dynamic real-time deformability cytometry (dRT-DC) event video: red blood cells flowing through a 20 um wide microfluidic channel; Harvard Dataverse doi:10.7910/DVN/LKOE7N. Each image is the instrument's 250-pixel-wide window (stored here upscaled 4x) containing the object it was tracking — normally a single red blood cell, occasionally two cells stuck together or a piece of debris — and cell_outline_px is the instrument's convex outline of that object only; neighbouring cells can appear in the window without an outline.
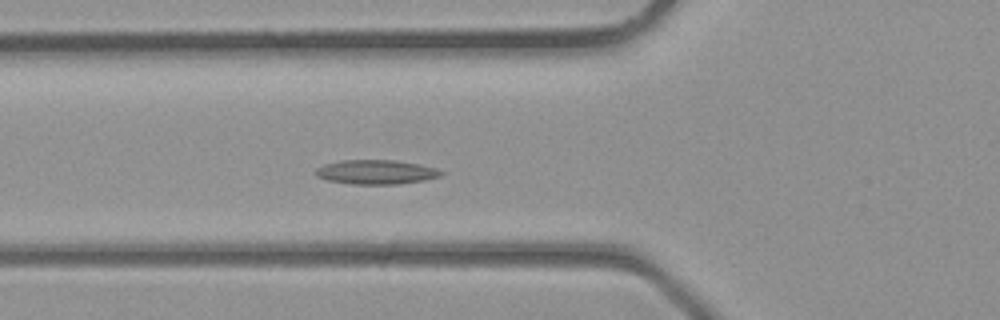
{"species": "common noctule bat (a hibernating species)", "species_latin": "Nyctalus noctula", "temperature_condition": "room temperature", "stored_images_in_passage": 29, "camera_frame_rate_fps": 3000, "um_per_image_px": 0.085, "animal": {"sex": "male", "body_mass_g": 23.1, "forearm_length_mm": 52.7}, "frame": {"image": 1, "passage_image": 5, "time_ms": 1.333, "image_size_px": [1000, 320], "cell_outline_px": [[444, 172], [440, 176], [424, 180], [400, 184], [352, 184], [328, 180], [316, 176], [316, 168], [324, 164], [340, 160], [396, 160], [436, 168]], "centroid_in_image_um": [31.95, 14.62], "position_along_channel_um": 93.8, "area_um2": 17.69}}
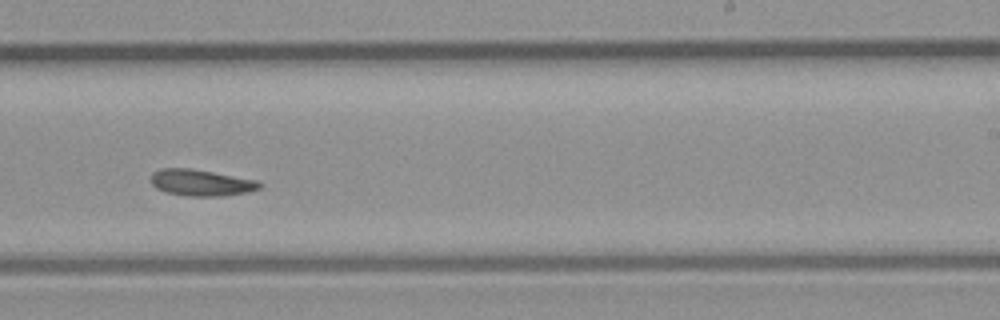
{"frame": {"image": 2, "passage_image": 15, "time_ms": 4.667, "image_size_px": [1000, 320], "cell_outline_px": [[264, 184], [260, 188], [248, 192], [224, 196], [188, 196], [164, 192], [156, 188], [148, 180], [152, 172], [160, 168], [192, 168], [256, 180]], "centroid_in_image_um": [17.05, 15.52], "position_along_channel_um": 272.0, "area_um2": 16.99}}
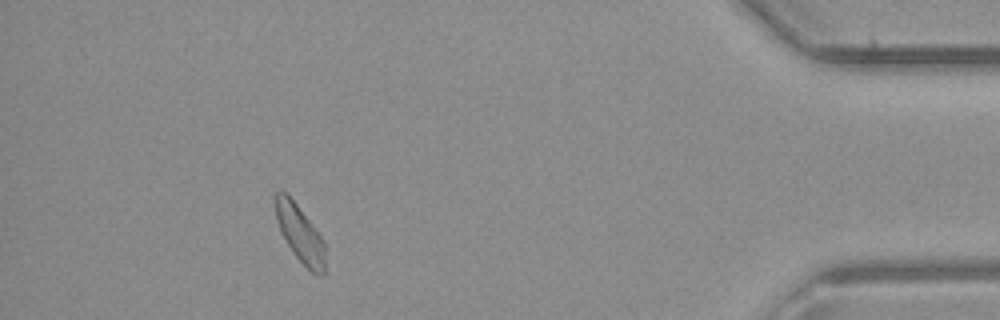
{"frame": {"image": 3, "passage_image": 26, "time_ms": 8.333, "image_size_px": [1000, 320], "cell_outline_px": [[328, 272], [324, 276], [316, 276], [292, 252], [276, 220], [276, 192], [288, 192], [324, 240]], "centroid_in_image_um": [25.59, 19.94], "position_along_channel_um": 409.6, "area_um2": 16.7}}